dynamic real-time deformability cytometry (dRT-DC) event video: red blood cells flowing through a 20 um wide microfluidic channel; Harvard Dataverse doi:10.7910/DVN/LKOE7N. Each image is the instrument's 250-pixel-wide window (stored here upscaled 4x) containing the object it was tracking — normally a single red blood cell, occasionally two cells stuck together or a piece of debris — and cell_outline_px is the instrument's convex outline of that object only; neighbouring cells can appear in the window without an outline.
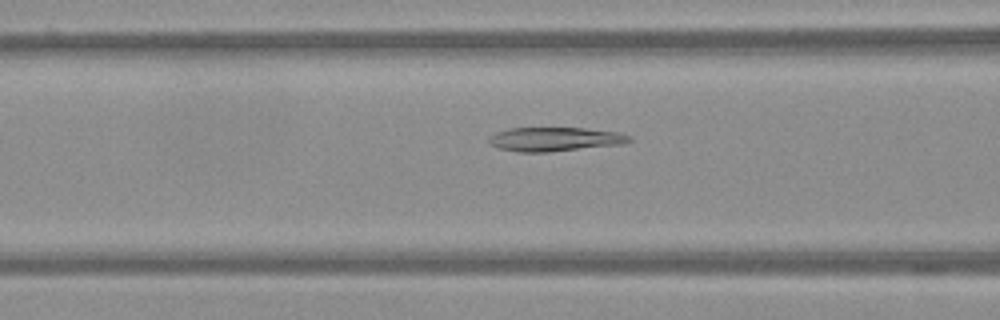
{"species": "Egyptian fruit bat (a non-hibernating species)", "species_latin": "Rousettus aegyptiacus", "temperature_condition": "warm", "stored_images_in_passage": 37, "camera_frame_rate_fps": 3000, "um_per_image_px": 0.085, "frame": {"image": 1, "passage_image": 15, "time_ms": 4.667, "image_size_px": [1000, 320], "cell_outline_px": [[632, 140], [624, 144], [548, 152], [516, 152], [496, 148], [488, 140], [488, 136], [496, 132], [508, 128], [584, 128], [620, 132], [632, 136]], "centroid_in_image_um": [47.17, 11.83], "position_along_channel_um": 119.4, "area_um2": 19.88}}
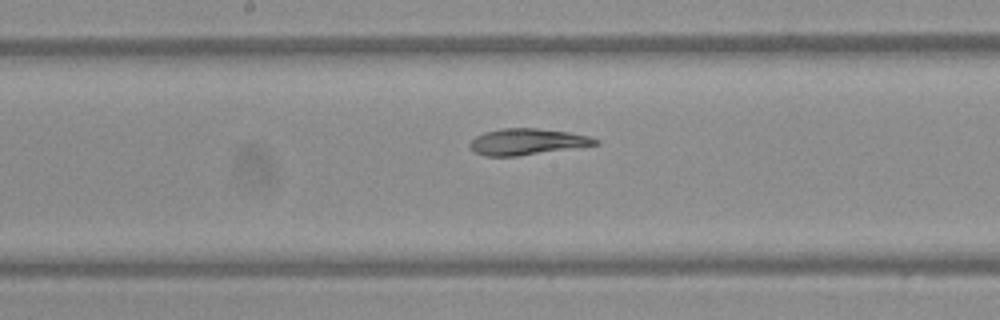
{"frame": {"image": 2, "passage_image": 22, "time_ms": 7.0, "image_size_px": [1000, 320], "cell_outline_px": [[600, 144], [516, 156], [484, 156], [476, 152], [468, 144], [476, 136], [484, 132], [500, 128], [536, 128], [568, 132], [588, 136], [600, 140]], "centroid_in_image_um": [44.8, 12.04], "position_along_channel_um": 203.4, "area_um2": 19.02}}
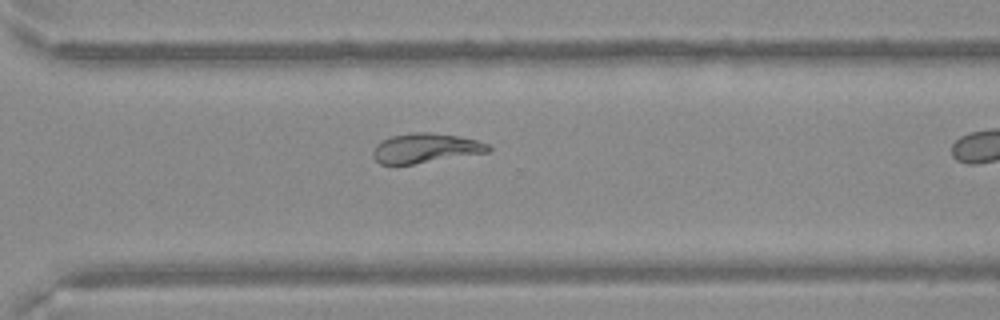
{"frame": {"image": 3, "passage_image": 33, "time_ms": 10.667, "image_size_px": [1000, 320], "cell_outline_px": [[492, 148], [488, 152], [396, 168], [392, 168], [380, 164], [372, 156], [372, 152], [376, 144], [392, 136], [412, 132], [432, 132], [456, 136], [476, 140], [488, 144]], "centroid_in_image_um": [36.09, 12.65], "position_along_channel_um": 334.5, "area_um2": 20.58}}